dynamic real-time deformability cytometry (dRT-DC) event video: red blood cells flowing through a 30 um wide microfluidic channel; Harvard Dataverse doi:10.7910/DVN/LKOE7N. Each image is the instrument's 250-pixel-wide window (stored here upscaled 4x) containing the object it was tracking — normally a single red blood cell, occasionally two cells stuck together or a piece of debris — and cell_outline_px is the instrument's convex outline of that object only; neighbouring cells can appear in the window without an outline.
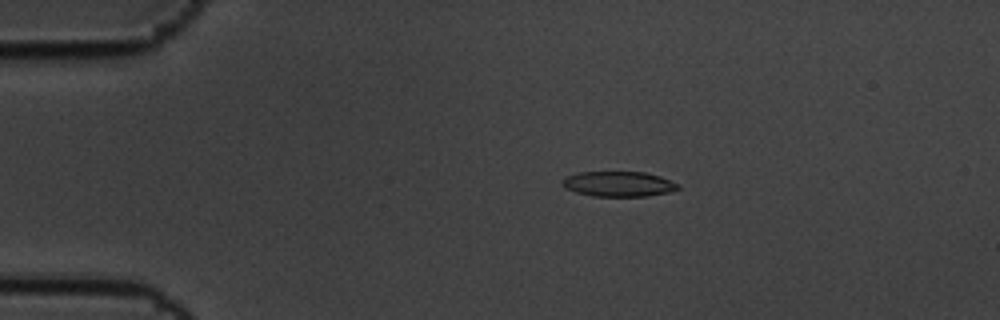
{"species": "common noctule bat (a hibernating species)", "species_latin": "Nyctalus noctula", "temperature_condition": "cold", "stored_images_in_passage": 9, "camera_frame_rate_fps": 3000, "um_per_image_px": 0.085, "animal": {"sex": "male", "body_mass_g": 19.5, "forearm_length_mm": 54.6}, "frame": {"image": 1, "passage_image": 4, "time_ms": 1.0, "image_size_px": [1000, 320], "cell_outline_px": [[680, 188], [668, 192], [644, 196], [592, 196], [576, 192], [564, 188], [560, 184], [564, 176], [576, 172], [644, 172], [660, 176], [680, 184]], "centroid_in_image_um": [52.52, 15.63], "position_along_channel_um": 32.5, "area_um2": 17.11}}
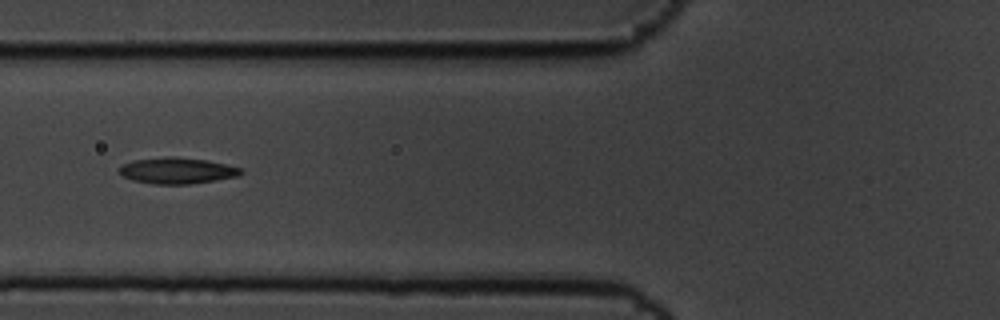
{"frame": {"image": 2, "passage_image": 7, "time_ms": 2.0, "image_size_px": [1000, 320], "cell_outline_px": [[244, 172], [240, 176], [216, 180], [188, 184], [152, 184], [132, 180], [120, 176], [120, 168], [124, 164], [132, 160], [164, 156], [176, 156], [204, 160], [228, 164], [244, 168]], "centroid_in_image_um": [15.09, 14.5], "position_along_channel_um": 110.7, "area_um2": 18.84}}
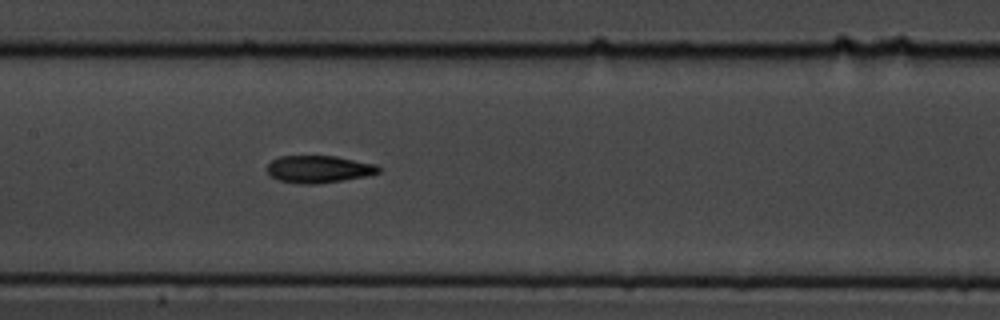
{"frame": {"image": 3, "passage_image": 9, "time_ms": 2.667, "image_size_px": [1000, 320], "cell_outline_px": [[380, 172], [368, 176], [344, 180], [316, 184], [300, 184], [276, 180], [268, 176], [264, 168], [272, 160], [280, 156], [336, 156], [376, 164], [380, 168]], "centroid_in_image_um": [27.04, 14.39], "position_along_channel_um": 180.4, "area_um2": 18.09}}